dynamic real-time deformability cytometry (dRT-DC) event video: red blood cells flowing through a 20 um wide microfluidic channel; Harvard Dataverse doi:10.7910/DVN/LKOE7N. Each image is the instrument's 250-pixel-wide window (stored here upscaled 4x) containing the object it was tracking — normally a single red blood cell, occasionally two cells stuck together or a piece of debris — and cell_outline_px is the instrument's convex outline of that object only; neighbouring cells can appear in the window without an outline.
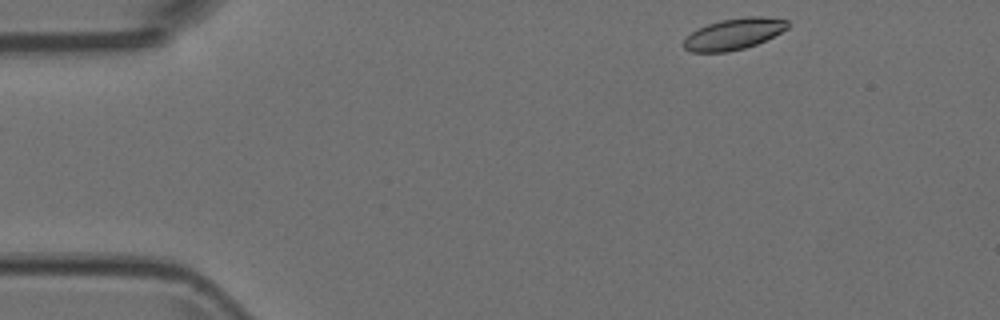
{"species": "Egyptian fruit bat (a non-hibernating species)", "species_latin": "Rousettus aegyptiacus", "temperature_condition": "room temperature", "stored_images_in_passage": 5, "camera_frame_rate_fps": 3000, "um_per_image_px": 0.085, "animal": {"sex": "female"}, "frame": {"image": 1, "passage_image": 1, "time_ms": 0.0, "image_size_px": [1000, 320], "cell_outline_px": [[788, 28], [756, 44], [744, 48], [728, 52], [692, 52], [684, 48], [684, 40], [692, 32], [708, 24], [720, 20], [744, 16], [760, 16], [788, 20]], "centroid_in_image_um": [62.37, 2.88], "position_along_channel_um": 22.6, "area_um2": 18.67}}
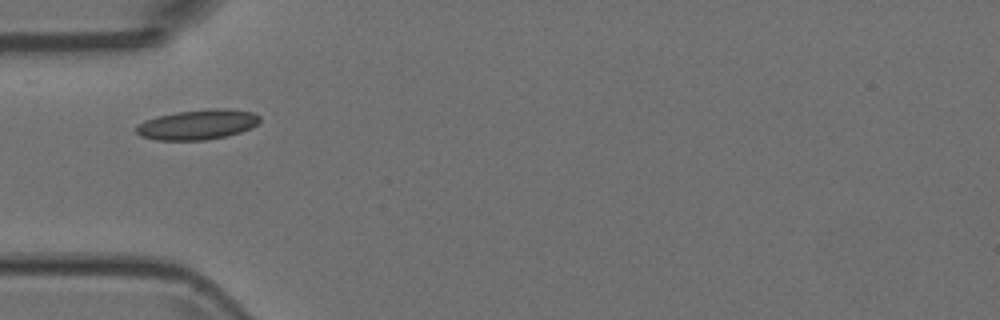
{"frame": {"image": 2, "passage_image": 4, "time_ms": 1.0, "image_size_px": [1000, 320], "cell_outline_px": [[260, 120], [252, 128], [228, 136], [204, 140], [156, 140], [140, 136], [136, 132], [136, 124], [144, 120], [156, 116], [176, 112], [208, 108], [228, 108], [252, 112], [260, 116]], "centroid_in_image_um": [16.78, 10.58], "position_along_channel_um": 68.2, "area_um2": 21.91}}
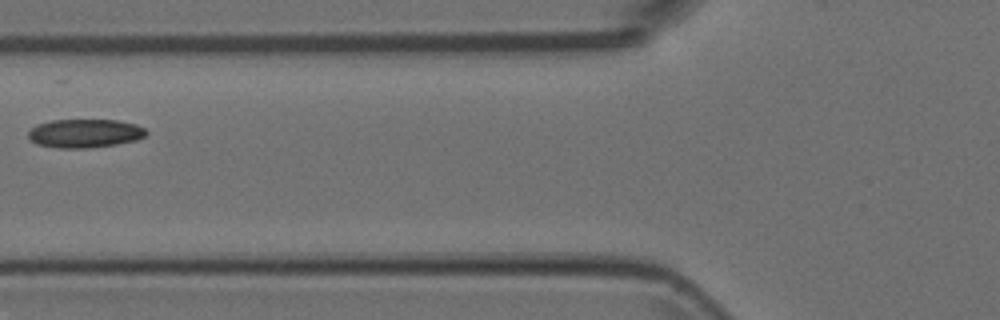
{"frame": {"image": 3, "passage_image": 5, "time_ms": 1.333, "image_size_px": [1000, 320], "cell_outline_px": [[148, 132], [144, 136], [136, 140], [116, 144], [88, 148], [60, 148], [36, 144], [28, 136], [28, 132], [36, 124], [52, 120], [116, 120], [136, 124], [144, 128]], "centroid_in_image_um": [7.2, 11.33], "position_along_channel_um": 118.6, "area_um2": 19.59}}